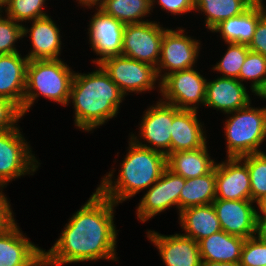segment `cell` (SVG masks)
Here are the masks:
<instances>
[{
    "mask_svg": "<svg viewBox=\"0 0 266 266\" xmlns=\"http://www.w3.org/2000/svg\"><path fill=\"white\" fill-rule=\"evenodd\" d=\"M116 206L96 189L72 215L54 245L47 251L43 250V266L100 259L118 261L115 248L119 231L114 224Z\"/></svg>",
    "mask_w": 266,
    "mask_h": 266,
    "instance_id": "cell-1",
    "label": "cell"
},
{
    "mask_svg": "<svg viewBox=\"0 0 266 266\" xmlns=\"http://www.w3.org/2000/svg\"><path fill=\"white\" fill-rule=\"evenodd\" d=\"M98 69L74 74L68 104L74 106L75 126L90 132L117 117L125 95L98 64ZM70 101V102H69Z\"/></svg>",
    "mask_w": 266,
    "mask_h": 266,
    "instance_id": "cell-2",
    "label": "cell"
},
{
    "mask_svg": "<svg viewBox=\"0 0 266 266\" xmlns=\"http://www.w3.org/2000/svg\"><path fill=\"white\" fill-rule=\"evenodd\" d=\"M128 152L120 163L118 178L113 180L114 168L101 178L96 188L102 195L115 204L135 196L145 188H150L167 168V156L136 144L129 138ZM113 177V178H112Z\"/></svg>",
    "mask_w": 266,
    "mask_h": 266,
    "instance_id": "cell-3",
    "label": "cell"
},
{
    "mask_svg": "<svg viewBox=\"0 0 266 266\" xmlns=\"http://www.w3.org/2000/svg\"><path fill=\"white\" fill-rule=\"evenodd\" d=\"M75 72L62 59L29 60L22 116L29 111L38 97L68 106Z\"/></svg>",
    "mask_w": 266,
    "mask_h": 266,
    "instance_id": "cell-4",
    "label": "cell"
},
{
    "mask_svg": "<svg viewBox=\"0 0 266 266\" xmlns=\"http://www.w3.org/2000/svg\"><path fill=\"white\" fill-rule=\"evenodd\" d=\"M227 114L232 116L224 123L226 156L241 157L263 152L259 147L266 139V107H251L250 102L246 107Z\"/></svg>",
    "mask_w": 266,
    "mask_h": 266,
    "instance_id": "cell-5",
    "label": "cell"
},
{
    "mask_svg": "<svg viewBox=\"0 0 266 266\" xmlns=\"http://www.w3.org/2000/svg\"><path fill=\"white\" fill-rule=\"evenodd\" d=\"M21 133L19 126L0 132V188L26 174L33 175L40 165Z\"/></svg>",
    "mask_w": 266,
    "mask_h": 266,
    "instance_id": "cell-6",
    "label": "cell"
},
{
    "mask_svg": "<svg viewBox=\"0 0 266 266\" xmlns=\"http://www.w3.org/2000/svg\"><path fill=\"white\" fill-rule=\"evenodd\" d=\"M99 65L125 96L156 89L157 80L160 91V81L152 65L123 55L106 58Z\"/></svg>",
    "mask_w": 266,
    "mask_h": 266,
    "instance_id": "cell-7",
    "label": "cell"
},
{
    "mask_svg": "<svg viewBox=\"0 0 266 266\" xmlns=\"http://www.w3.org/2000/svg\"><path fill=\"white\" fill-rule=\"evenodd\" d=\"M206 83L194 67L172 72L160 81L161 100L178 109L198 111V106L205 104Z\"/></svg>",
    "mask_w": 266,
    "mask_h": 266,
    "instance_id": "cell-8",
    "label": "cell"
},
{
    "mask_svg": "<svg viewBox=\"0 0 266 266\" xmlns=\"http://www.w3.org/2000/svg\"><path fill=\"white\" fill-rule=\"evenodd\" d=\"M176 106L159 98L156 104L143 113L140 121L139 137L131 134L130 138L139 146L160 152L165 156L171 153V130L173 117L180 111ZM138 138V139H137ZM144 140L143 142H141ZM145 140L147 141L145 144ZM149 145H148V144Z\"/></svg>",
    "mask_w": 266,
    "mask_h": 266,
    "instance_id": "cell-9",
    "label": "cell"
},
{
    "mask_svg": "<svg viewBox=\"0 0 266 266\" xmlns=\"http://www.w3.org/2000/svg\"><path fill=\"white\" fill-rule=\"evenodd\" d=\"M166 29L161 27L160 22L155 21L126 24L122 41V55L157 68Z\"/></svg>",
    "mask_w": 266,
    "mask_h": 266,
    "instance_id": "cell-10",
    "label": "cell"
},
{
    "mask_svg": "<svg viewBox=\"0 0 266 266\" xmlns=\"http://www.w3.org/2000/svg\"><path fill=\"white\" fill-rule=\"evenodd\" d=\"M184 32L180 27L164 31L160 60L156 68L159 81L172 72L193 68L197 63L201 42Z\"/></svg>",
    "mask_w": 266,
    "mask_h": 266,
    "instance_id": "cell-11",
    "label": "cell"
},
{
    "mask_svg": "<svg viewBox=\"0 0 266 266\" xmlns=\"http://www.w3.org/2000/svg\"><path fill=\"white\" fill-rule=\"evenodd\" d=\"M185 178L166 168L162 176L146 191L136 208L137 218L145 223L157 214L176 206L179 212V196Z\"/></svg>",
    "mask_w": 266,
    "mask_h": 266,
    "instance_id": "cell-12",
    "label": "cell"
},
{
    "mask_svg": "<svg viewBox=\"0 0 266 266\" xmlns=\"http://www.w3.org/2000/svg\"><path fill=\"white\" fill-rule=\"evenodd\" d=\"M96 10L87 30L91 49L100 57L92 62L98 65L106 58L122 55L125 24L100 9Z\"/></svg>",
    "mask_w": 266,
    "mask_h": 266,
    "instance_id": "cell-13",
    "label": "cell"
},
{
    "mask_svg": "<svg viewBox=\"0 0 266 266\" xmlns=\"http://www.w3.org/2000/svg\"><path fill=\"white\" fill-rule=\"evenodd\" d=\"M253 203L251 200L215 199L212 205L222 230L244 239L255 236L257 214Z\"/></svg>",
    "mask_w": 266,
    "mask_h": 266,
    "instance_id": "cell-14",
    "label": "cell"
},
{
    "mask_svg": "<svg viewBox=\"0 0 266 266\" xmlns=\"http://www.w3.org/2000/svg\"><path fill=\"white\" fill-rule=\"evenodd\" d=\"M147 238L154 244L166 266H202L197 241L183 234L162 235L148 230Z\"/></svg>",
    "mask_w": 266,
    "mask_h": 266,
    "instance_id": "cell-15",
    "label": "cell"
},
{
    "mask_svg": "<svg viewBox=\"0 0 266 266\" xmlns=\"http://www.w3.org/2000/svg\"><path fill=\"white\" fill-rule=\"evenodd\" d=\"M216 199L251 200L249 170L239 157L216 163Z\"/></svg>",
    "mask_w": 266,
    "mask_h": 266,
    "instance_id": "cell-16",
    "label": "cell"
},
{
    "mask_svg": "<svg viewBox=\"0 0 266 266\" xmlns=\"http://www.w3.org/2000/svg\"><path fill=\"white\" fill-rule=\"evenodd\" d=\"M0 266H43V249L23 235L16 223L0 234Z\"/></svg>",
    "mask_w": 266,
    "mask_h": 266,
    "instance_id": "cell-17",
    "label": "cell"
},
{
    "mask_svg": "<svg viewBox=\"0 0 266 266\" xmlns=\"http://www.w3.org/2000/svg\"><path fill=\"white\" fill-rule=\"evenodd\" d=\"M246 86L236 78L221 75L206 83L205 106L227 114L246 107L250 102Z\"/></svg>",
    "mask_w": 266,
    "mask_h": 266,
    "instance_id": "cell-18",
    "label": "cell"
},
{
    "mask_svg": "<svg viewBox=\"0 0 266 266\" xmlns=\"http://www.w3.org/2000/svg\"><path fill=\"white\" fill-rule=\"evenodd\" d=\"M50 17L33 20L29 29L23 25V37L29 34L32 45L31 52L26 55L28 60L61 59L58 56L61 55L62 36Z\"/></svg>",
    "mask_w": 266,
    "mask_h": 266,
    "instance_id": "cell-19",
    "label": "cell"
},
{
    "mask_svg": "<svg viewBox=\"0 0 266 266\" xmlns=\"http://www.w3.org/2000/svg\"><path fill=\"white\" fill-rule=\"evenodd\" d=\"M28 58L18 53L0 55V97L23 107Z\"/></svg>",
    "mask_w": 266,
    "mask_h": 266,
    "instance_id": "cell-20",
    "label": "cell"
},
{
    "mask_svg": "<svg viewBox=\"0 0 266 266\" xmlns=\"http://www.w3.org/2000/svg\"><path fill=\"white\" fill-rule=\"evenodd\" d=\"M266 14V6L256 0L240 15L221 21L211 32L220 33L225 43L249 45L258 21Z\"/></svg>",
    "mask_w": 266,
    "mask_h": 266,
    "instance_id": "cell-21",
    "label": "cell"
},
{
    "mask_svg": "<svg viewBox=\"0 0 266 266\" xmlns=\"http://www.w3.org/2000/svg\"><path fill=\"white\" fill-rule=\"evenodd\" d=\"M197 112L181 109L173 117L170 133L171 153L200 149L207 144L204 124L198 120Z\"/></svg>",
    "mask_w": 266,
    "mask_h": 266,
    "instance_id": "cell-22",
    "label": "cell"
},
{
    "mask_svg": "<svg viewBox=\"0 0 266 266\" xmlns=\"http://www.w3.org/2000/svg\"><path fill=\"white\" fill-rule=\"evenodd\" d=\"M245 239L220 230L198 242L203 263L239 264Z\"/></svg>",
    "mask_w": 266,
    "mask_h": 266,
    "instance_id": "cell-23",
    "label": "cell"
},
{
    "mask_svg": "<svg viewBox=\"0 0 266 266\" xmlns=\"http://www.w3.org/2000/svg\"><path fill=\"white\" fill-rule=\"evenodd\" d=\"M178 215L180 226L185 231L182 234L197 242L222 230L212 204L189 207Z\"/></svg>",
    "mask_w": 266,
    "mask_h": 266,
    "instance_id": "cell-24",
    "label": "cell"
},
{
    "mask_svg": "<svg viewBox=\"0 0 266 266\" xmlns=\"http://www.w3.org/2000/svg\"><path fill=\"white\" fill-rule=\"evenodd\" d=\"M207 148L205 145L200 149L170 153L167 156V168L185 179L206 175L216 164Z\"/></svg>",
    "mask_w": 266,
    "mask_h": 266,
    "instance_id": "cell-25",
    "label": "cell"
},
{
    "mask_svg": "<svg viewBox=\"0 0 266 266\" xmlns=\"http://www.w3.org/2000/svg\"><path fill=\"white\" fill-rule=\"evenodd\" d=\"M215 199L216 164L206 175L185 179V185L179 196V213L189 207L212 204Z\"/></svg>",
    "mask_w": 266,
    "mask_h": 266,
    "instance_id": "cell-26",
    "label": "cell"
},
{
    "mask_svg": "<svg viewBox=\"0 0 266 266\" xmlns=\"http://www.w3.org/2000/svg\"><path fill=\"white\" fill-rule=\"evenodd\" d=\"M255 0H195V11L203 13L210 31L221 21L242 14Z\"/></svg>",
    "mask_w": 266,
    "mask_h": 266,
    "instance_id": "cell-27",
    "label": "cell"
},
{
    "mask_svg": "<svg viewBox=\"0 0 266 266\" xmlns=\"http://www.w3.org/2000/svg\"><path fill=\"white\" fill-rule=\"evenodd\" d=\"M100 10L125 25L148 21L144 18L152 12L151 0H104Z\"/></svg>",
    "mask_w": 266,
    "mask_h": 266,
    "instance_id": "cell-28",
    "label": "cell"
},
{
    "mask_svg": "<svg viewBox=\"0 0 266 266\" xmlns=\"http://www.w3.org/2000/svg\"><path fill=\"white\" fill-rule=\"evenodd\" d=\"M248 167L251 184V201L266 194V153L259 152L239 157Z\"/></svg>",
    "mask_w": 266,
    "mask_h": 266,
    "instance_id": "cell-29",
    "label": "cell"
},
{
    "mask_svg": "<svg viewBox=\"0 0 266 266\" xmlns=\"http://www.w3.org/2000/svg\"><path fill=\"white\" fill-rule=\"evenodd\" d=\"M46 0H5V15L13 19L17 23L33 21L45 16L43 7Z\"/></svg>",
    "mask_w": 266,
    "mask_h": 266,
    "instance_id": "cell-30",
    "label": "cell"
},
{
    "mask_svg": "<svg viewBox=\"0 0 266 266\" xmlns=\"http://www.w3.org/2000/svg\"><path fill=\"white\" fill-rule=\"evenodd\" d=\"M227 50L220 61L216 62L212 70L220 72L221 77L238 78L240 69L249 51L248 45L227 43Z\"/></svg>",
    "mask_w": 266,
    "mask_h": 266,
    "instance_id": "cell-31",
    "label": "cell"
},
{
    "mask_svg": "<svg viewBox=\"0 0 266 266\" xmlns=\"http://www.w3.org/2000/svg\"><path fill=\"white\" fill-rule=\"evenodd\" d=\"M237 79L241 83L246 80L251 81V92L255 93L266 79V58L260 53L249 50Z\"/></svg>",
    "mask_w": 266,
    "mask_h": 266,
    "instance_id": "cell-32",
    "label": "cell"
},
{
    "mask_svg": "<svg viewBox=\"0 0 266 266\" xmlns=\"http://www.w3.org/2000/svg\"><path fill=\"white\" fill-rule=\"evenodd\" d=\"M6 17V18H5ZM0 13V55L18 53L15 43L23 37V25Z\"/></svg>",
    "mask_w": 266,
    "mask_h": 266,
    "instance_id": "cell-33",
    "label": "cell"
},
{
    "mask_svg": "<svg viewBox=\"0 0 266 266\" xmlns=\"http://www.w3.org/2000/svg\"><path fill=\"white\" fill-rule=\"evenodd\" d=\"M240 266H266V243L256 236L245 239Z\"/></svg>",
    "mask_w": 266,
    "mask_h": 266,
    "instance_id": "cell-34",
    "label": "cell"
},
{
    "mask_svg": "<svg viewBox=\"0 0 266 266\" xmlns=\"http://www.w3.org/2000/svg\"><path fill=\"white\" fill-rule=\"evenodd\" d=\"M21 118L20 109L10 100L0 97V132L15 128Z\"/></svg>",
    "mask_w": 266,
    "mask_h": 266,
    "instance_id": "cell-35",
    "label": "cell"
},
{
    "mask_svg": "<svg viewBox=\"0 0 266 266\" xmlns=\"http://www.w3.org/2000/svg\"><path fill=\"white\" fill-rule=\"evenodd\" d=\"M155 2L158 3L161 9L172 15H182L183 13L195 10V0H151V9L153 11Z\"/></svg>",
    "mask_w": 266,
    "mask_h": 266,
    "instance_id": "cell-36",
    "label": "cell"
},
{
    "mask_svg": "<svg viewBox=\"0 0 266 266\" xmlns=\"http://www.w3.org/2000/svg\"><path fill=\"white\" fill-rule=\"evenodd\" d=\"M3 189L4 188H0V234L9 230L16 224L10 201L5 193L2 192Z\"/></svg>",
    "mask_w": 266,
    "mask_h": 266,
    "instance_id": "cell-37",
    "label": "cell"
},
{
    "mask_svg": "<svg viewBox=\"0 0 266 266\" xmlns=\"http://www.w3.org/2000/svg\"><path fill=\"white\" fill-rule=\"evenodd\" d=\"M248 48L250 51L260 53L266 58V14L258 21Z\"/></svg>",
    "mask_w": 266,
    "mask_h": 266,
    "instance_id": "cell-38",
    "label": "cell"
},
{
    "mask_svg": "<svg viewBox=\"0 0 266 266\" xmlns=\"http://www.w3.org/2000/svg\"><path fill=\"white\" fill-rule=\"evenodd\" d=\"M255 236L266 243V215H256Z\"/></svg>",
    "mask_w": 266,
    "mask_h": 266,
    "instance_id": "cell-39",
    "label": "cell"
},
{
    "mask_svg": "<svg viewBox=\"0 0 266 266\" xmlns=\"http://www.w3.org/2000/svg\"><path fill=\"white\" fill-rule=\"evenodd\" d=\"M76 1H78V4H80V6L83 7L87 6L89 7V9L94 6H96L95 8L100 9L104 2V0H76Z\"/></svg>",
    "mask_w": 266,
    "mask_h": 266,
    "instance_id": "cell-40",
    "label": "cell"
},
{
    "mask_svg": "<svg viewBox=\"0 0 266 266\" xmlns=\"http://www.w3.org/2000/svg\"><path fill=\"white\" fill-rule=\"evenodd\" d=\"M257 205L256 214L266 215V194L255 202ZM259 210V211H258Z\"/></svg>",
    "mask_w": 266,
    "mask_h": 266,
    "instance_id": "cell-41",
    "label": "cell"
},
{
    "mask_svg": "<svg viewBox=\"0 0 266 266\" xmlns=\"http://www.w3.org/2000/svg\"><path fill=\"white\" fill-rule=\"evenodd\" d=\"M255 94L261 97L262 99H266V79L262 83V85L255 91Z\"/></svg>",
    "mask_w": 266,
    "mask_h": 266,
    "instance_id": "cell-42",
    "label": "cell"
},
{
    "mask_svg": "<svg viewBox=\"0 0 266 266\" xmlns=\"http://www.w3.org/2000/svg\"><path fill=\"white\" fill-rule=\"evenodd\" d=\"M202 266H240V265L229 262H217V263H203Z\"/></svg>",
    "mask_w": 266,
    "mask_h": 266,
    "instance_id": "cell-43",
    "label": "cell"
},
{
    "mask_svg": "<svg viewBox=\"0 0 266 266\" xmlns=\"http://www.w3.org/2000/svg\"><path fill=\"white\" fill-rule=\"evenodd\" d=\"M5 6V0H0V13H3Z\"/></svg>",
    "mask_w": 266,
    "mask_h": 266,
    "instance_id": "cell-44",
    "label": "cell"
},
{
    "mask_svg": "<svg viewBox=\"0 0 266 266\" xmlns=\"http://www.w3.org/2000/svg\"><path fill=\"white\" fill-rule=\"evenodd\" d=\"M258 3L264 5L265 2H263V0H256Z\"/></svg>",
    "mask_w": 266,
    "mask_h": 266,
    "instance_id": "cell-45",
    "label": "cell"
}]
</instances>
